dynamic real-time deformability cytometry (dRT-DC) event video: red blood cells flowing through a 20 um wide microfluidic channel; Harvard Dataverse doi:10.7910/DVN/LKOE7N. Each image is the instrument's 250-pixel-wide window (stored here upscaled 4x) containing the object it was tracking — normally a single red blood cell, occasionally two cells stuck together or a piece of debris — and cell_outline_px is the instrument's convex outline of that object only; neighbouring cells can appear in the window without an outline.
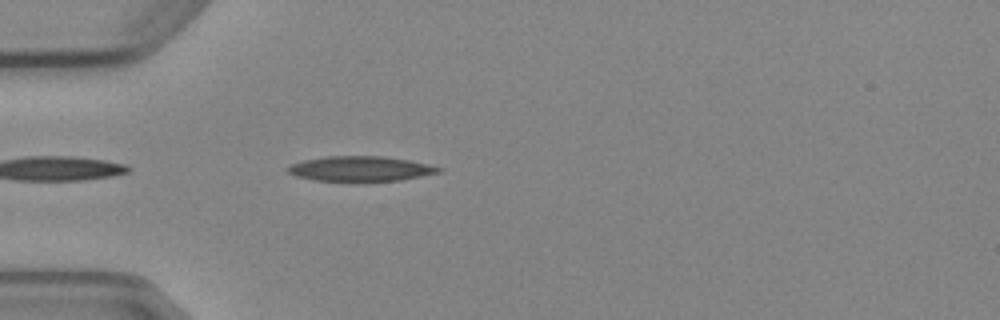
{"species": "Egyptian fruit bat (a non-hibernating species)", "species_latin": "Rousettus aegyptiacus", "temperature_condition": "cold", "stored_images_in_passage": 3, "camera_frame_rate_fps": 3000, "um_per_image_px": 0.085, "animal": {"sex": "female"}, "frame": {"image": 1, "passage_image": 3, "time_ms": 2.333, "image_size_px": [1000, 320], "cell_outline_px": [[444, 168], [440, 172], [400, 180], [312, 180], [296, 176], [288, 172], [284, 168], [288, 164], [304, 160], [324, 156], [380, 156], [408, 160], [428, 164]], "centroid_in_image_um": [30.58, 14.32], "position_along_channel_um": 54.4, "area_um2": 21.73}}